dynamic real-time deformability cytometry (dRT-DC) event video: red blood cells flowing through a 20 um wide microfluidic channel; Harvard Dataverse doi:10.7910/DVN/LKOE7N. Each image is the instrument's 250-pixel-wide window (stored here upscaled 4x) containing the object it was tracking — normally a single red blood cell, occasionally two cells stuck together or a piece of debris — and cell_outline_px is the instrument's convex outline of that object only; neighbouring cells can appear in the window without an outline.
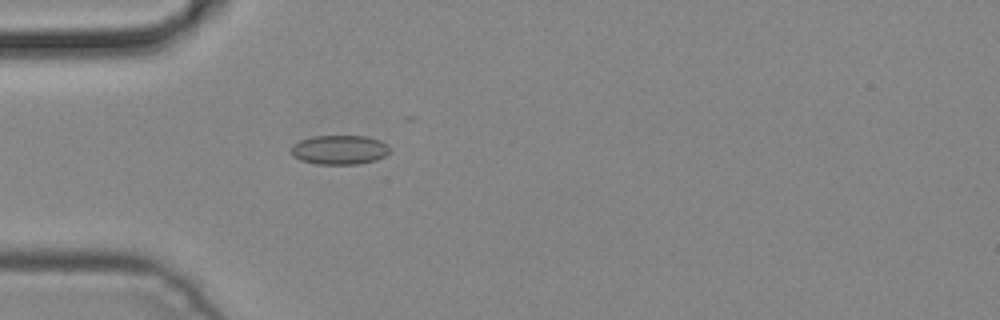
{"species": "common noctule bat (a hibernating species)", "species_latin": "Nyctalus noctula", "temperature_condition": "cold", "stored_images_in_passage": 3, "camera_frame_rate_fps": 3000, "um_per_image_px": 0.085, "animal": {"sex": "male", "body_mass_g": 19.2, "forearm_length_mm": 51.8}, "frame": {"image": 1, "passage_image": 3, "time_ms": 0.667, "image_size_px": [1000, 320], "cell_outline_px": [[388, 152], [384, 156], [376, 160], [356, 164], [316, 164], [300, 160], [292, 156], [292, 144], [300, 140], [312, 136], [368, 136], [380, 140], [388, 144]], "centroid_in_image_um": [28.84, 12.73], "position_along_channel_um": 56.2, "area_um2": 16.88}}